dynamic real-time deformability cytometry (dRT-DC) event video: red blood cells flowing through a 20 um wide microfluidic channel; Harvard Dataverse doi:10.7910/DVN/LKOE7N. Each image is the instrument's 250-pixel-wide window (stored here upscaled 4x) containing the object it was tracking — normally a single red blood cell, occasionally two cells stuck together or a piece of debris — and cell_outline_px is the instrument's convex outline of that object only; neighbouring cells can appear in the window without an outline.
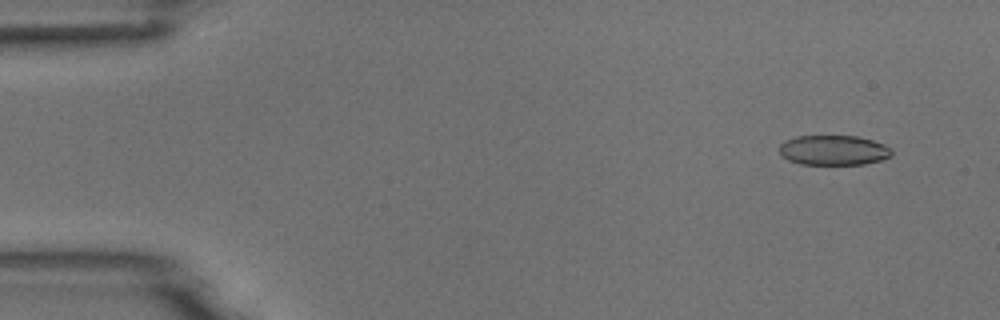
{"species": "common noctule bat (a hibernating species)", "species_latin": "Nyctalus noctula", "temperature_condition": "room temperature", "stored_images_in_passage": 5, "camera_frame_rate_fps": 3000, "um_per_image_px": 0.085, "animal": {"sex": "male", "body_mass_g": 18.8}, "frame": {"image": 1, "passage_image": 1, "time_ms": 0.0, "image_size_px": [1000, 320], "cell_outline_px": [[892, 156], [880, 160], [864, 164], [800, 164], [788, 160], [780, 156], [780, 144], [784, 140], [796, 136], [856, 136], [872, 140], [884, 144], [892, 148]], "centroid_in_image_um": [70.84, 12.76], "position_along_channel_um": 14.2, "area_um2": 19.71}}
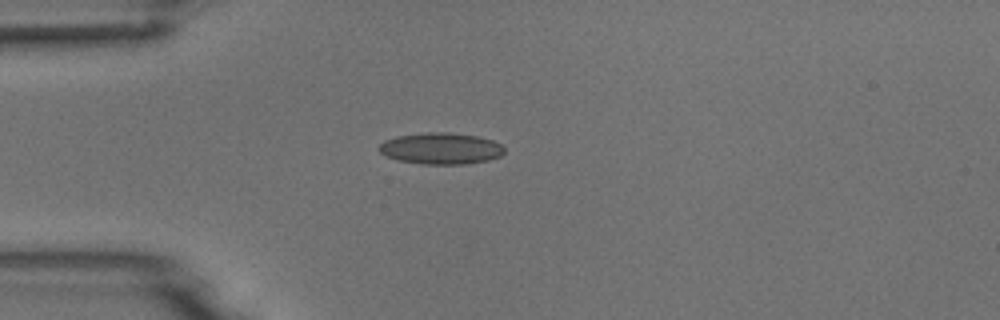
{"frame": {"image": 2, "passage_image": 4, "time_ms": 3.333, "image_size_px": [1000, 320], "cell_outline_px": [[504, 152], [500, 156], [488, 160], [464, 164], [420, 164], [396, 160], [380, 152], [376, 148], [384, 140], [396, 136], [428, 132], [448, 132], [476, 136], [492, 140], [500, 144], [504, 148]], "centroid_in_image_um": [37.44, 12.62], "position_along_channel_um": 47.6, "area_um2": 23.0}}